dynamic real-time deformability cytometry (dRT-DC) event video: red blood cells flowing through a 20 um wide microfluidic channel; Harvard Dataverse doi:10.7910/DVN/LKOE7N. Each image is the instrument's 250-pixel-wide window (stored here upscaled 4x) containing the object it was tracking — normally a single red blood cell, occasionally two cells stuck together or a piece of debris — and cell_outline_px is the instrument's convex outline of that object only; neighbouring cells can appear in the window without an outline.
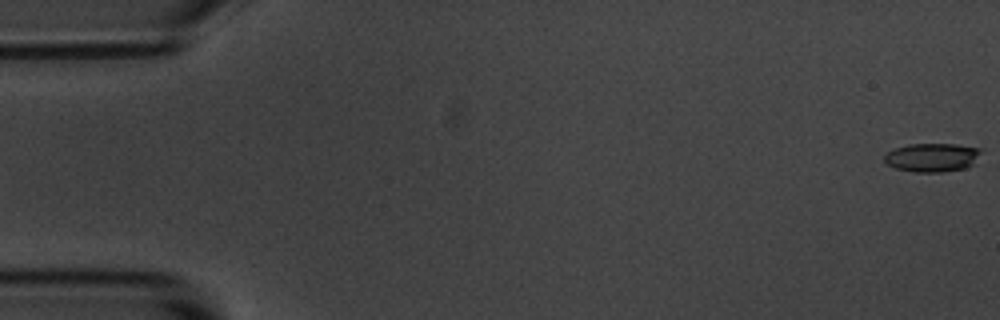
{"species": "common noctule bat (a hibernating species)", "species_latin": "Nyctalus noctula", "temperature_condition": "room temperature", "stored_images_in_passage": 5, "segment_of_instrument_passage": [2, 2], "camera_frame_rate_fps": 3000, "um_per_image_px": 0.085, "animal": {"sex": "male", "body_mass_g": 20.1, "forearm_length_mm": 53.5}, "frame": {"image": 1, "passage_image": 5, "time_ms": 5.333, "image_size_px": [1000, 320], "cell_outline_px": [[980, 152], [976, 164], [964, 168], [944, 172], [916, 172], [896, 168], [888, 164], [884, 160], [884, 156], [892, 148], [908, 144], [956, 144], [980, 148]], "centroid_in_image_um": [79.24, 13.38], "position_along_channel_um": 5.8, "area_um2": 16.24}}